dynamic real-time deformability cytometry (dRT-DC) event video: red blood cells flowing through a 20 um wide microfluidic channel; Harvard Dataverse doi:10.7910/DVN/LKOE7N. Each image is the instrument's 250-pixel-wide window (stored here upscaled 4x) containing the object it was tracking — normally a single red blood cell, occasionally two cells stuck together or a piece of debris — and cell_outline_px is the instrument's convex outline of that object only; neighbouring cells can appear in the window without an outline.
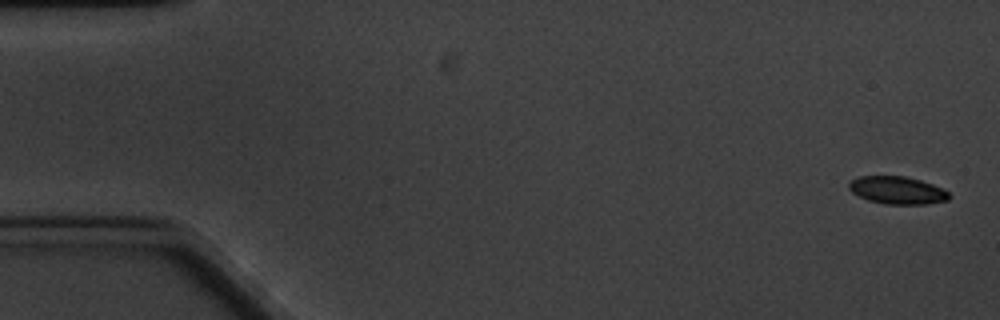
{"species": "common noctule bat (a hibernating species)", "species_latin": "Nyctalus noctula", "temperature_condition": "cold", "stored_images_in_passage": 5, "camera_frame_rate_fps": 3000, "um_per_image_px": 0.085, "animal": {"sex": "male", "body_mass_g": 20.1, "forearm_length_mm": 53.5}, "frame": {"image": 1, "passage_image": 1, "time_ms": 0.0, "image_size_px": [1000, 320], "cell_outline_px": [[948, 200], [928, 204], [884, 204], [868, 200], [852, 192], [848, 188], [848, 184], [852, 180], [860, 176], [904, 176], [920, 180], [932, 184], [948, 192]], "centroid_in_image_um": [76.25, 16.17], "position_along_channel_um": 8.8, "area_um2": 15.95}}
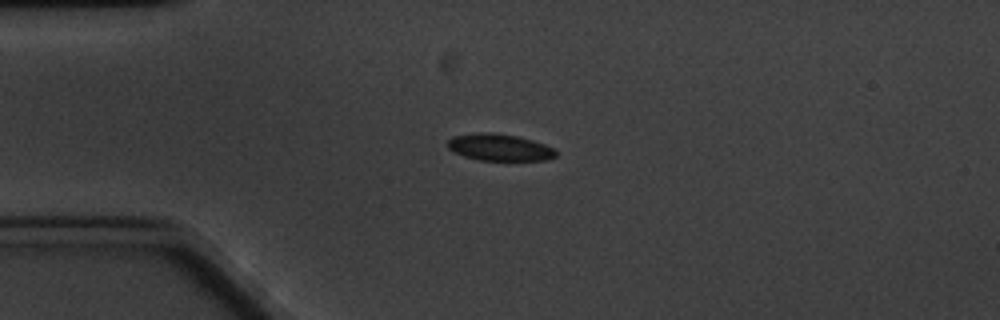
{"frame": {"image": 2, "passage_image": 4, "time_ms": 4.333, "image_size_px": [1000, 320], "cell_outline_px": [[556, 156], [544, 160], [480, 160], [464, 156], [448, 148], [448, 140], [452, 136], [476, 132], [492, 132], [516, 136], [532, 140], [556, 148]], "centroid_in_image_um": [42.46, 12.51], "position_along_channel_um": 42.5, "area_um2": 16.88}}